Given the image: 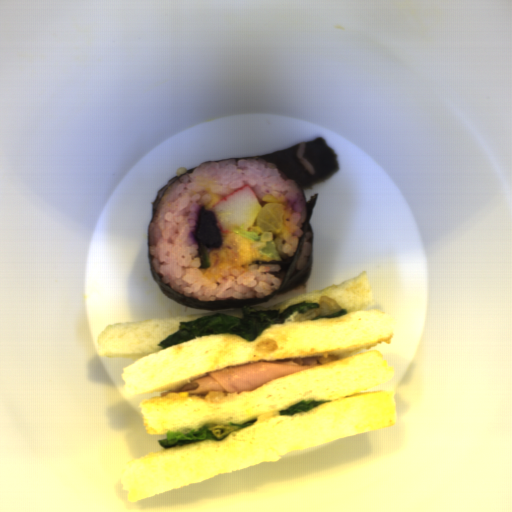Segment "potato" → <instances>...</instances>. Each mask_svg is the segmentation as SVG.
<instances>
[{"label": "potato", "mask_w": 512, "mask_h": 512, "mask_svg": "<svg viewBox=\"0 0 512 512\" xmlns=\"http://www.w3.org/2000/svg\"><path fill=\"white\" fill-rule=\"evenodd\" d=\"M284 210L285 204L268 203L260 208L253 223L246 229L259 234V240L270 241L273 239V234L282 232Z\"/></svg>", "instance_id": "1"}, {"label": "potato", "mask_w": 512, "mask_h": 512, "mask_svg": "<svg viewBox=\"0 0 512 512\" xmlns=\"http://www.w3.org/2000/svg\"><path fill=\"white\" fill-rule=\"evenodd\" d=\"M198 245L209 250L219 249L223 239L219 232L216 216L206 206L200 207L195 218L194 232L192 234Z\"/></svg>", "instance_id": "2"}]
</instances>
